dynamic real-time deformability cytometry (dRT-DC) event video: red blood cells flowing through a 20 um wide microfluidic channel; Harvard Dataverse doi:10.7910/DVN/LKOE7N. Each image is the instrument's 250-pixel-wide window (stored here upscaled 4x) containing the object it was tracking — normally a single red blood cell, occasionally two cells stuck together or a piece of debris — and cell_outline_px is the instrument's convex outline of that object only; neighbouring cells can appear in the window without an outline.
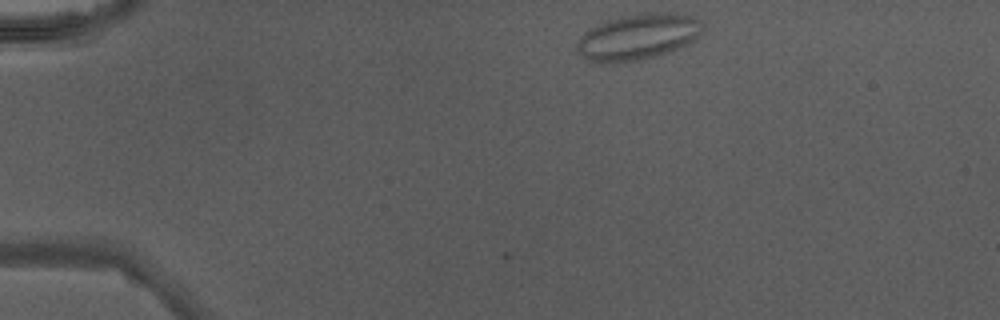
{"species": "Egyptian fruit bat (a non-hibernating species)", "species_latin": "Rousettus aegyptiacus", "temperature_condition": "warm", "stored_images_in_passage": 8, "camera_frame_rate_fps": 3000, "um_per_image_px": 0.085, "animal": {"sex": "male"}, "frame": {"image": 1, "passage_image": 1, "time_ms": 0.0, "image_size_px": [1000, 320], "cell_outline_px": [[704, 24], [696, 40], [680, 48], [656, 56], [640, 60], [612, 64], [600, 64], [584, 60], [576, 52], [576, 44], [580, 36], [588, 28], [596, 24], [608, 20], [628, 16], [652, 12], [672, 12], [696, 16]], "centroid_in_image_um": [54.19, 3.16], "position_along_channel_um": 30.8, "area_um2": 34.39}}